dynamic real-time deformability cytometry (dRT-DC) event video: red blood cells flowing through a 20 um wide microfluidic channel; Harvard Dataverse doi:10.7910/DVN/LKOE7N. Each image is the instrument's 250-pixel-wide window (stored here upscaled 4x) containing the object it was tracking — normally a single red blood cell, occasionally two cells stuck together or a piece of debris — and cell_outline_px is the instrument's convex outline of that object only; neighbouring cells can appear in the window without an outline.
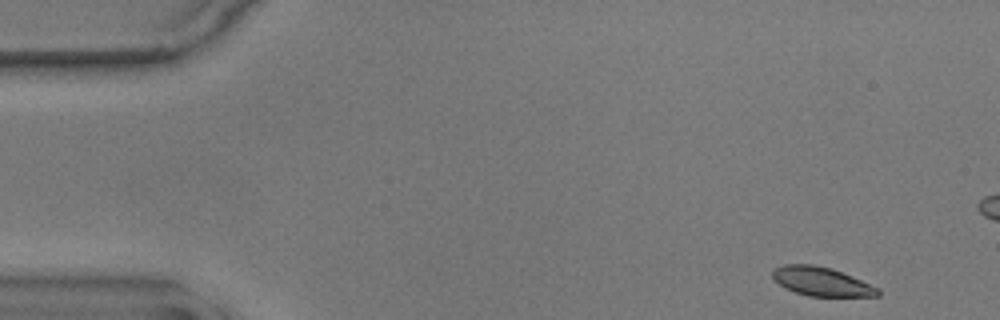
{"species": "common noctule bat (a hibernating species)", "species_latin": "Nyctalus noctula", "temperature_condition": "warm", "stored_images_in_passage": 54, "camera_frame_rate_fps": 3000, "um_per_image_px": 0.085, "animal": {"sex": "male", "body_mass_g": 17.9}, "frame": {"image": 1, "passage_image": 1, "time_ms": 0.0, "image_size_px": [1000, 320], "cell_outline_px": [[880, 296], [808, 296], [796, 292], [780, 284], [772, 276], [772, 268], [784, 264], [812, 264], [832, 268], [852, 276], [880, 288]], "centroid_in_image_um": [69.85, 23.92], "position_along_channel_um": 15.2, "area_um2": 17.69}}
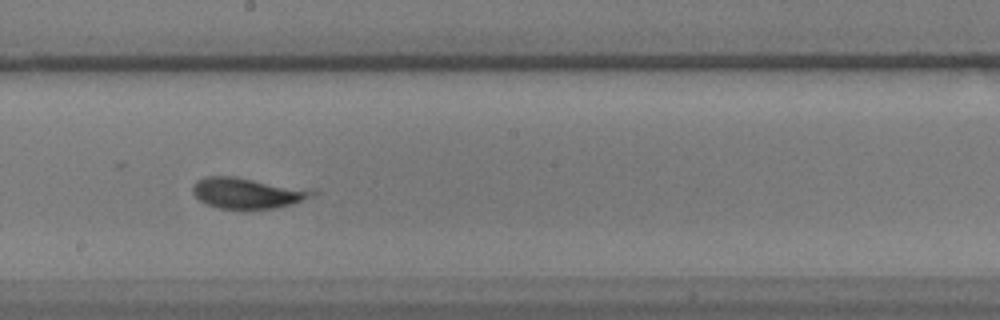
{"frame": {"image": 2, "passage_image": 28, "time_ms": 9.0, "image_size_px": [1000, 320], "cell_outline_px": [[320, 192], [316, 196], [292, 204], [276, 208], [220, 208], [208, 204], [200, 200], [192, 192], [192, 188], [196, 180], [204, 176], [236, 176], [316, 188]], "centroid_in_image_um": [21.17, 16.37], "position_along_channel_um": 227.0, "area_um2": 22.14}}
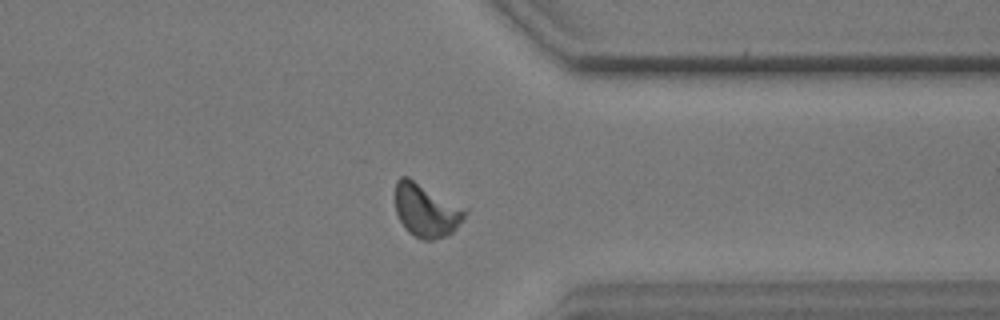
{"frame": {"image": 3, "passage_image": 41, "time_ms": 13.333, "image_size_px": [1000, 320], "cell_outline_px": [[468, 212], [456, 228], [448, 236], [432, 240], [424, 240], [408, 232], [404, 228], [396, 212], [396, 180], [400, 176], [408, 176], [468, 208]], "centroid_in_image_um": [36.25, 17.86], "position_along_channel_um": 375.1, "area_um2": 21.96}}